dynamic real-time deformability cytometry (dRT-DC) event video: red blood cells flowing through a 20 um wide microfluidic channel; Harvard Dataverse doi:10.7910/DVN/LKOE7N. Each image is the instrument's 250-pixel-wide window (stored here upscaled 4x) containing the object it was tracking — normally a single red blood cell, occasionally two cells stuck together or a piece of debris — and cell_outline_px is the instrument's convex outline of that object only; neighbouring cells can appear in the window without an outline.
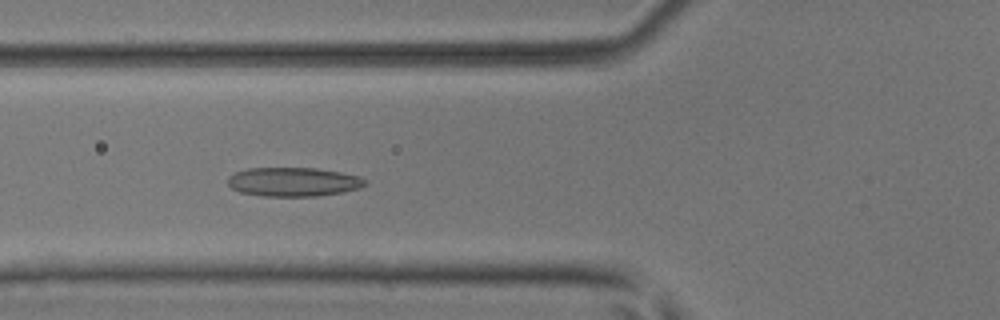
{"species": "common noctule bat (a hibernating species)", "species_latin": "Nyctalus noctula", "temperature_condition": "room temperature", "stored_images_in_passage": 7, "camera_frame_rate_fps": 3000, "um_per_image_px": 0.085, "animal": {"sex": "male", "body_mass_g": 17.9, "forearm_length_mm": 54.2}, "frame": {"image": 1, "passage_image": 5, "time_ms": 1.333, "image_size_px": [1000, 320], "cell_outline_px": [[368, 184], [360, 188], [344, 192], [316, 196], [260, 196], [240, 192], [232, 188], [228, 184], [228, 176], [236, 172], [248, 168], [316, 168], [340, 172], [360, 176], [368, 180]], "centroid_in_image_um": [24.97, 15.46], "position_along_channel_um": 100.8, "area_um2": 23.41}}
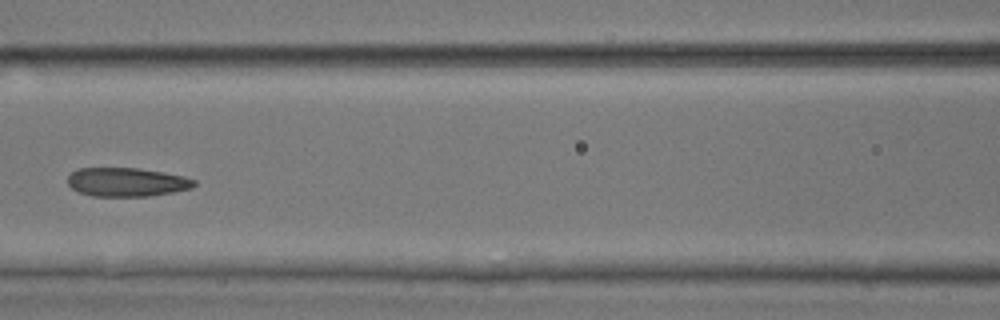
{"frame": {"image": 2, "passage_image": 6, "time_ms": 1.667, "image_size_px": [1000, 320], "cell_outline_px": [[196, 184], [192, 188], [172, 192], [148, 196], [92, 196], [80, 192], [72, 188], [68, 184], [68, 176], [72, 172], [80, 168], [140, 168], [184, 176], [196, 180]], "centroid_in_image_um": [10.79, 15.47], "position_along_channel_um": 155.8, "area_um2": 21.15}}
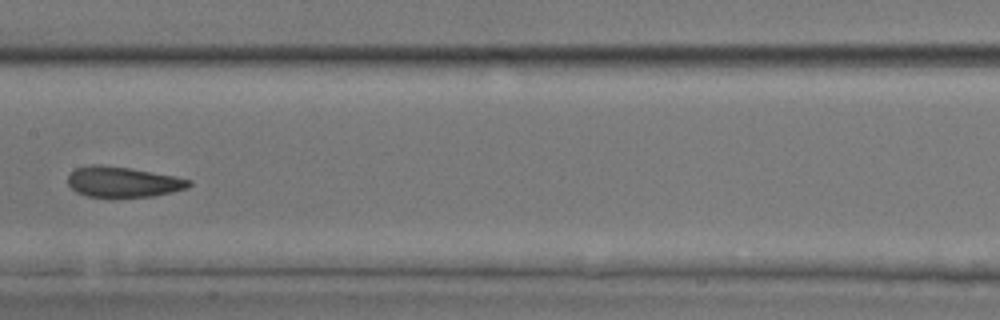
{"frame": {"image": 3, "passage_image": 7, "time_ms": 2.0, "image_size_px": [1000, 320], "cell_outline_px": [[192, 184], [188, 188], [172, 192], [152, 196], [112, 200], [88, 196], [76, 192], [68, 184], [68, 176], [76, 168], [92, 164], [100, 164], [132, 168], [176, 176], [192, 180]], "centroid_in_image_um": [10.46, 15.5], "position_along_channel_um": 196.9, "area_um2": 22.37}}